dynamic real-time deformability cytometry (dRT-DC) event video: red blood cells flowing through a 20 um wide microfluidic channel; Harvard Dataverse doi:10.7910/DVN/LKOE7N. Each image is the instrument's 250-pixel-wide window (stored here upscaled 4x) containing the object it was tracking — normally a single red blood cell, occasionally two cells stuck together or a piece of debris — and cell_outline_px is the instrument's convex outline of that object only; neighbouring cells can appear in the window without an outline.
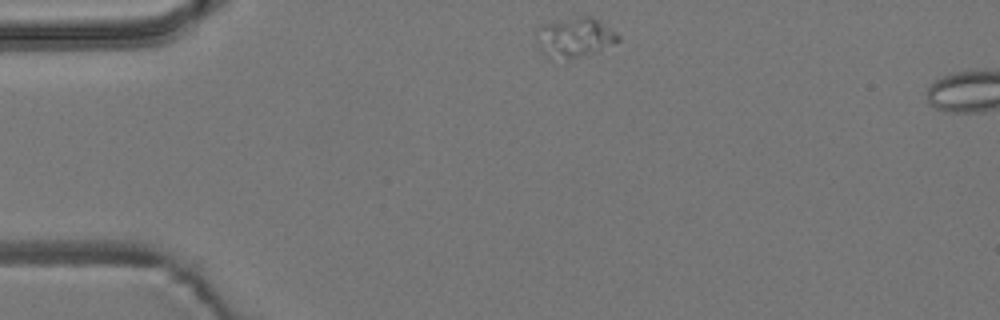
{"species": "common noctule bat (a hibernating species)", "species_latin": "Nyctalus noctula", "temperature_condition": "room temperature", "stored_images_in_passage": 2, "camera_frame_rate_fps": 3000, "um_per_image_px": 0.085, "animal": {"sex": "male", "body_mass_g": 19.2, "forearm_length_mm": 51.8}, "frame": {"image": 1, "passage_image": 1, "time_ms": 0.0, "image_size_px": [1000, 320], "cell_outline_px": [[620, 40], [600, 52], [568, 60], [548, 60], [540, 48], [540, 24], [580, 16], [592, 16], [616, 32], [620, 36]], "centroid_in_image_um": [48.91, 3.22], "position_along_channel_um": 36.1, "area_um2": 19.07}}